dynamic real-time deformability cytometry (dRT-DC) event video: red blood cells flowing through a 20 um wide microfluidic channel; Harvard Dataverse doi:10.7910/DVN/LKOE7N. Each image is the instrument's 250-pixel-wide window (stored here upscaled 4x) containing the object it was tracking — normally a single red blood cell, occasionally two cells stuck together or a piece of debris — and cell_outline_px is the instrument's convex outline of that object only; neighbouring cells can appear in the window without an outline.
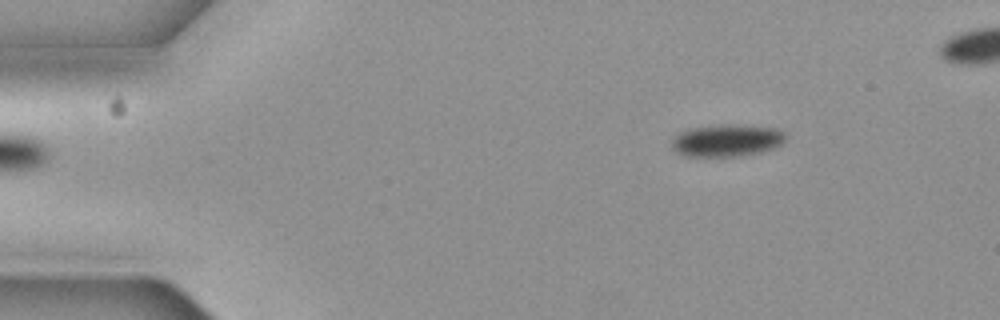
{"species": "common noctule bat (a hibernating species)", "species_latin": "Nyctalus noctula", "temperature_condition": "cold", "stored_images_in_passage": 5, "camera_frame_rate_fps": 3000, "um_per_image_px": 0.085, "animal": {"sex": "female", "body_mass_g": 19.3, "forearm_length_mm": 54.1}, "frame": {"image": 1, "passage_image": 5, "time_ms": 1.333, "image_size_px": [1000, 320], "cell_outline_px": [[784, 140], [780, 144], [772, 148], [760, 152], [740, 156], [684, 156], [676, 152], [672, 148], [672, 140], [680, 132], [692, 128], [776, 128], [784, 132]], "centroid_in_image_um": [61.72, 12.02], "position_along_channel_um": 23.3, "area_um2": 19.83}}